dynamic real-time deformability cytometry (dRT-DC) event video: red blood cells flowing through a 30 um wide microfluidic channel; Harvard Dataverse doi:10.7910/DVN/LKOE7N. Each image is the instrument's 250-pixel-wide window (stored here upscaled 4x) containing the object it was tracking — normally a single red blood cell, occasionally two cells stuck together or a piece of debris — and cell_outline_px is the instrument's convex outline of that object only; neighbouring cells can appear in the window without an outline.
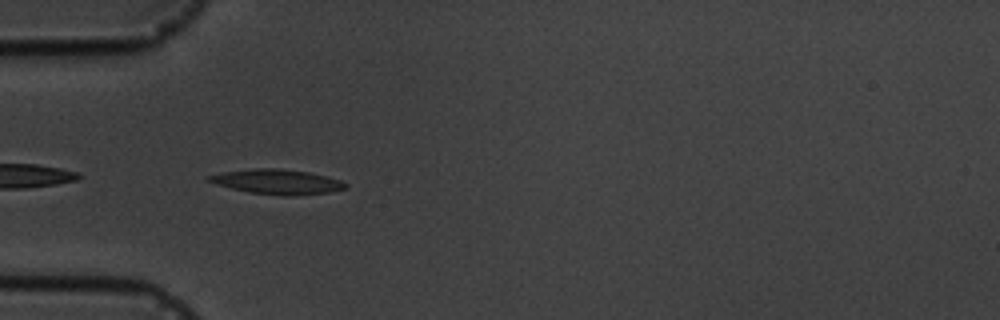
{"species": "common noctule bat (a hibernating species)", "species_latin": "Nyctalus noctula", "temperature_condition": "cold", "stored_images_in_passage": 6, "camera_frame_rate_fps": 3000, "um_per_image_px": 0.085, "animal": {"sex": "male", "body_mass_g": 19.5, "forearm_length_mm": 54.6}, "frame": {"image": 1, "passage_image": 5, "time_ms": 4.333, "image_size_px": [1000, 320], "cell_outline_px": [[348, 188], [328, 192], [288, 196], [280, 196], [248, 192], [216, 184], [204, 180], [208, 176], [224, 172], [256, 168], [276, 168], [308, 172], [340, 180], [348, 184]], "centroid_in_image_um": [23.55, 15.45], "position_along_channel_um": 61.5, "area_um2": 19.59}}